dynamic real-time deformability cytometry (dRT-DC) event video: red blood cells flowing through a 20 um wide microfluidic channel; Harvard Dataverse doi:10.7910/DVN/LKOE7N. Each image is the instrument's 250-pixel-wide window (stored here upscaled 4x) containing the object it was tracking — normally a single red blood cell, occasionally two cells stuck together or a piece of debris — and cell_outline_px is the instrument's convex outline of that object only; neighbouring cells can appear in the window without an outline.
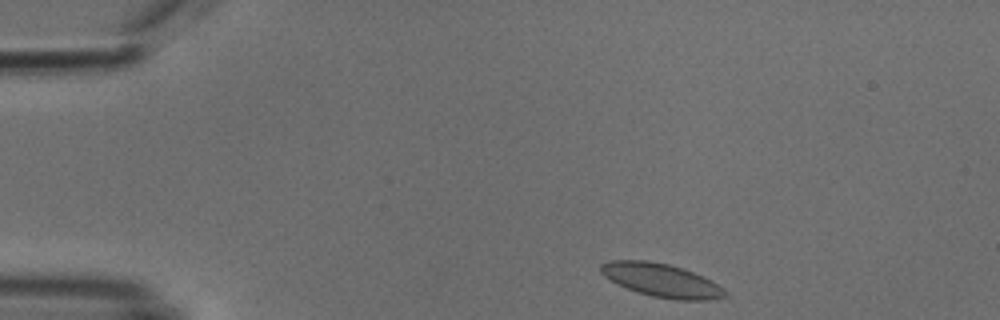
{"species": "common noctule bat (a hibernating species)", "species_latin": "Nyctalus noctula", "temperature_condition": "cold", "stored_images_in_passage": 3, "camera_frame_rate_fps": 3000, "um_per_image_px": 0.085, "animal": {"sex": "male", "body_mass_g": 18.8}, "frame": {"image": 1, "passage_image": 1, "time_ms": 0.0, "image_size_px": [1000, 320], "cell_outline_px": [[728, 296], [712, 300], [676, 300], [652, 296], [636, 292], [616, 284], [604, 276], [600, 272], [600, 264], [608, 260], [648, 260], [668, 264], [684, 268], [704, 276], [712, 280], [724, 288], [728, 292]], "centroid_in_image_um": [56.24, 23.82], "position_along_channel_um": 28.8, "area_um2": 24.68}}
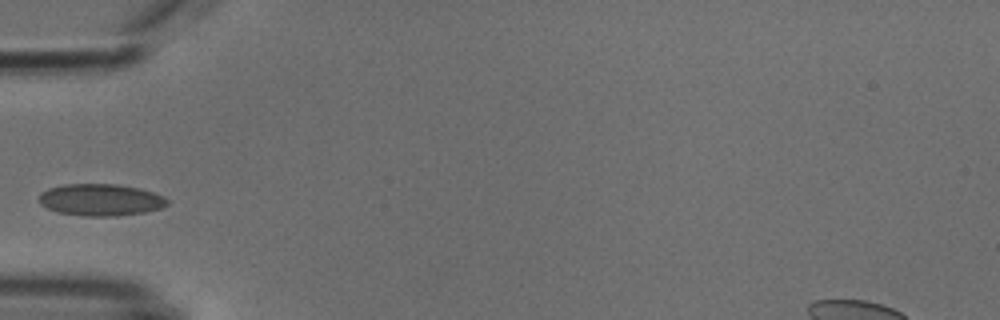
{"frame": {"image": 2, "passage_image": 3, "time_ms": 3.0, "image_size_px": [1000, 320], "cell_outline_px": [[168, 204], [160, 208], [144, 212], [116, 216], [80, 216], [56, 212], [40, 204], [40, 192], [48, 188], [64, 184], [116, 184], [140, 188], [164, 196], [168, 200]], "centroid_in_image_um": [8.54, 16.98], "position_along_channel_um": 76.5, "area_um2": 23.93}}